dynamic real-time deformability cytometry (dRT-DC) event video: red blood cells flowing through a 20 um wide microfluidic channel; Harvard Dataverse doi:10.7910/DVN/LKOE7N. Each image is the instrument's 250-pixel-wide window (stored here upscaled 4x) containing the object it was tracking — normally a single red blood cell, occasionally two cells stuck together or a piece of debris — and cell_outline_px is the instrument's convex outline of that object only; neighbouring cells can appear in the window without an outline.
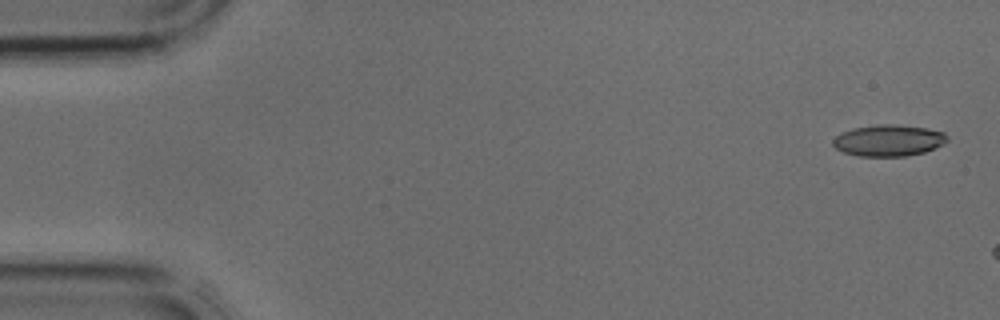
{"species": "common noctule bat (a hibernating species)", "species_latin": "Nyctalus noctula", "temperature_condition": "cold", "stored_images_in_passage": 4, "camera_frame_rate_fps": 3000, "um_per_image_px": 0.085, "animal": {"sex": "male", "body_mass_g": 17.9, "forearm_length_mm": 54.2}, "frame": {"image": 1, "passage_image": 1, "time_ms": 0.0, "image_size_px": [1000, 320], "cell_outline_px": [[948, 140], [936, 148], [924, 152], [904, 156], [860, 156], [844, 152], [836, 148], [832, 144], [832, 140], [840, 132], [852, 128], [880, 124], [892, 124], [928, 128], [944, 132], [948, 136]], "centroid_in_image_um": [75.53, 11.93], "position_along_channel_um": 9.5, "area_um2": 20.98}}